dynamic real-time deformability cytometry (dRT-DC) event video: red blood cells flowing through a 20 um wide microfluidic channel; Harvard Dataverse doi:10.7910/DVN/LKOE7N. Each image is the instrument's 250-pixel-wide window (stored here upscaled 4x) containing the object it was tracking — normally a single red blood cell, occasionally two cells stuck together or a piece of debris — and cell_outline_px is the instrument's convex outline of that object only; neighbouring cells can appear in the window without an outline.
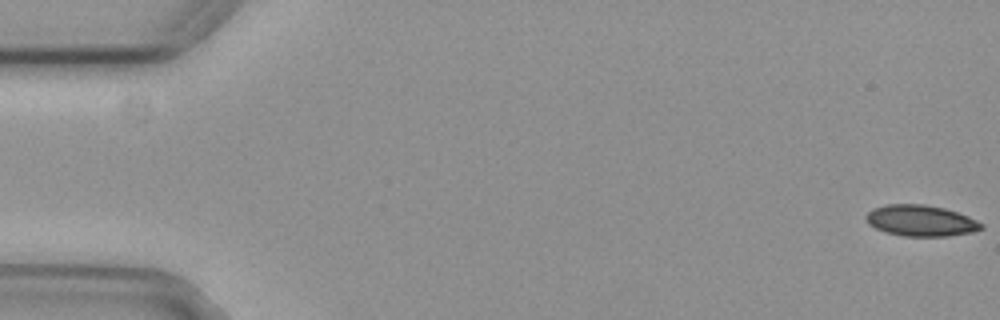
{"species": "common noctule bat (a hibernating species)", "species_latin": "Nyctalus noctula", "temperature_condition": "cold", "stored_images_in_passage": 53, "camera_frame_rate_fps": 3000, "um_per_image_px": 0.085, "animal": {"sex": "female", "body_mass_g": 29.2, "forearm_length_mm": 56.3}, "frame": {"image": 1, "passage_image": 1, "time_ms": 0.0, "image_size_px": [1000, 320], "cell_outline_px": [[984, 228], [972, 232], [948, 236], [904, 236], [888, 232], [876, 228], [868, 224], [864, 216], [872, 208], [888, 204], [924, 204], [944, 208], [968, 216], [984, 224]], "centroid_in_image_um": [78.27, 18.75], "position_along_channel_um": 6.7, "area_um2": 20.87}}
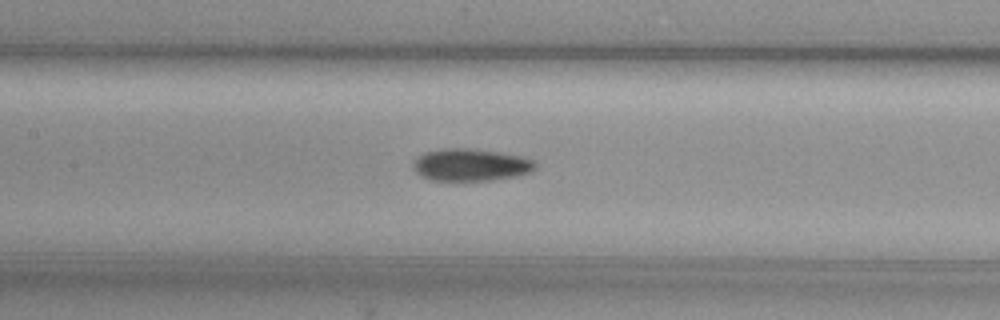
{"frame": {"image": 2, "passage_image": 26, "time_ms": 8.333, "image_size_px": [1000, 320], "cell_outline_px": [[536, 168], [532, 172], [516, 176], [492, 180], [432, 180], [416, 172], [412, 164], [416, 156], [424, 152], [444, 148], [468, 148], [500, 152], [524, 156], [536, 160]], "centroid_in_image_um": [40.06, 14.0], "position_along_channel_um": 167.3, "area_um2": 23.18}}
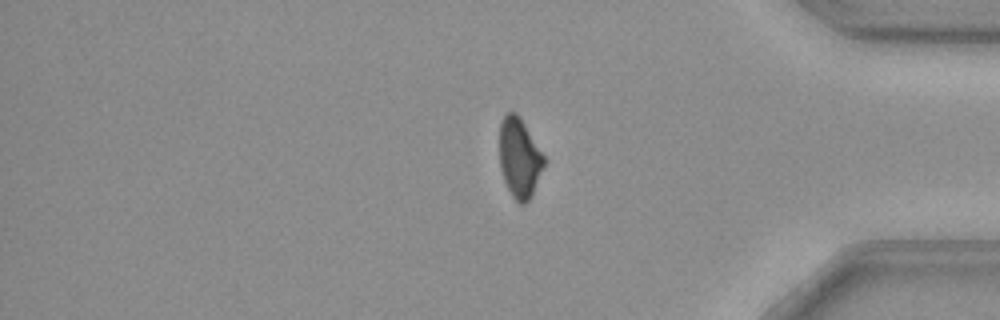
{"frame": {"image": 3, "passage_image": 46, "time_ms": 15.0, "image_size_px": [1000, 320], "cell_outline_px": [[544, 164], [532, 196], [524, 204], [520, 204], [512, 196], [504, 180], [500, 168], [500, 120], [508, 112], [516, 112], [520, 116], [544, 156]], "centroid_in_image_um": [44.14, 13.41], "position_along_channel_um": 391.1, "area_um2": 20.46}, "authors_computed_cell_mechanics": {"area_um2": 22.1374, "velocity_mm_per_s": 3.7393, "shape_relaxation_time_tau1_ms": 8.4572, "shape_relaxation_time_tau2_ms": null, "deformation_change_tau1": 0.1639, "deformation_change_tau2": null}}